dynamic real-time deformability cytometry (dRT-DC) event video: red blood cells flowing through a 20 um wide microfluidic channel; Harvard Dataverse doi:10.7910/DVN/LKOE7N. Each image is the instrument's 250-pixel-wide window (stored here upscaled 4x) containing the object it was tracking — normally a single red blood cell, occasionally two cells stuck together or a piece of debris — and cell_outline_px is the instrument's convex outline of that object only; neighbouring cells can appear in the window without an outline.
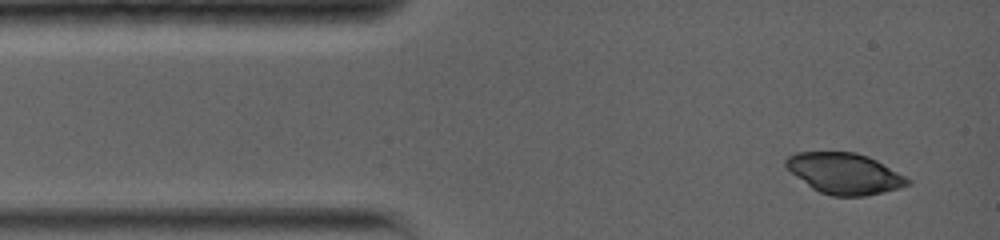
{"species": "common noctule bat (a hibernating species)", "species_latin": "Nyctalus noctula", "temperature_condition": "warm", "stored_images_in_passage": 3, "camera_frame_rate_fps": 5000, "um_per_image_px": 0.085, "animal": {"sex": "female", "body_mass_g": 19.0, "forearm_length_mm": 56.7}, "frame": {"image": 1, "passage_image": 1, "time_ms": 0.0, "image_size_px": [1000, 240], "cell_outline_px": [[912, 184], [900, 188], [864, 196], [832, 196], [820, 192], [812, 188], [796, 176], [784, 164], [784, 160], [788, 156], [796, 152], [856, 152], [868, 156], [876, 160], [912, 180]], "centroid_in_image_um": [71.8, 14.74], "position_along_channel_um": 13.2, "area_um2": 28.9}}